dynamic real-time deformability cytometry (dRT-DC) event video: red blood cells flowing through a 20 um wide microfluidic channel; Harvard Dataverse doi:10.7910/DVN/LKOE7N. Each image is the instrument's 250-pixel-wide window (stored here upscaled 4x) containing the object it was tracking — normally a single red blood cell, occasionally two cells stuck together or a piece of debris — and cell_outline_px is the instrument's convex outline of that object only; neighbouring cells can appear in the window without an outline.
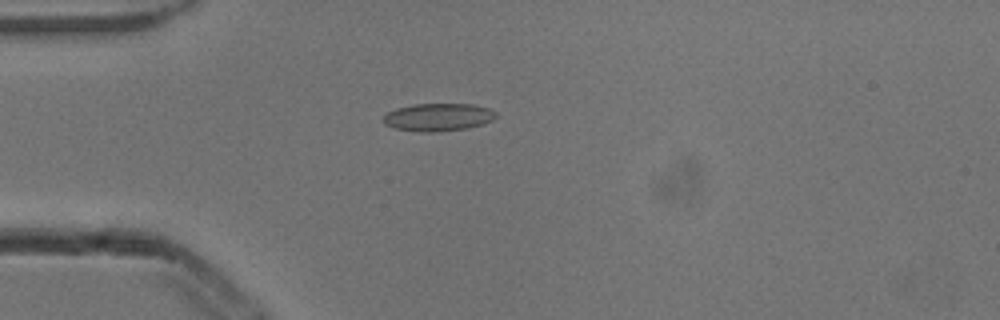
{"species": "common noctule bat (a hibernating species)", "species_latin": "Nyctalus noctula", "temperature_condition": "cold", "stored_images_in_passage": 4, "camera_frame_rate_fps": 3000, "um_per_image_px": 0.085, "animal": {"sex": "male", "body_mass_g": 13.3}, "frame": {"image": 1, "passage_image": 4, "time_ms": 1.0, "image_size_px": [1000, 320], "cell_outline_px": [[496, 116], [492, 120], [484, 124], [468, 128], [436, 132], [420, 132], [392, 128], [384, 124], [384, 116], [388, 112], [396, 108], [412, 104], [472, 104], [488, 108], [496, 112]], "centroid_in_image_um": [37.23, 9.96], "position_along_channel_um": 47.8, "area_um2": 18.32}}